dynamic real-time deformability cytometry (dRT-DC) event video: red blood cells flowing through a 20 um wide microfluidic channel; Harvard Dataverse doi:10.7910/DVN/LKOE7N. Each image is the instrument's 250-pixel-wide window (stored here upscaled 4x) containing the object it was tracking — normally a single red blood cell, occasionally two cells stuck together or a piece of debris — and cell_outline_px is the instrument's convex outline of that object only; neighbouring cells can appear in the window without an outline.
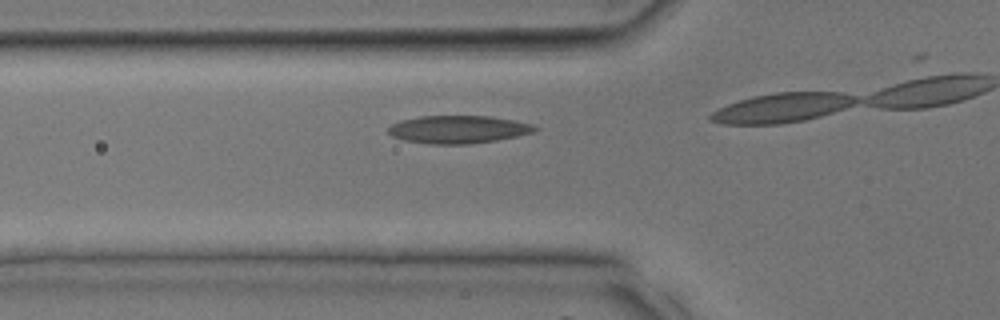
{"species": "common noctule bat (a hibernating species)", "species_latin": "Nyctalus noctula", "temperature_condition": "room temperature", "stored_images_in_passage": 9, "camera_frame_rate_fps": 3000, "um_per_image_px": 0.085, "animal": {"sex": "male", "body_mass_g": 17.9, "forearm_length_mm": 54.2}, "frame": {"image": 1, "passage_image": 7, "time_ms": 2.0, "image_size_px": [1000, 320], "cell_outline_px": [[540, 128], [536, 132], [496, 140], [468, 144], [428, 144], [404, 140], [392, 136], [388, 132], [388, 128], [392, 124], [400, 120], [420, 116], [488, 116], [512, 120], [532, 124]], "centroid_in_image_um": [38.95, 11.0], "position_along_channel_um": 86.9, "area_um2": 23.76}}